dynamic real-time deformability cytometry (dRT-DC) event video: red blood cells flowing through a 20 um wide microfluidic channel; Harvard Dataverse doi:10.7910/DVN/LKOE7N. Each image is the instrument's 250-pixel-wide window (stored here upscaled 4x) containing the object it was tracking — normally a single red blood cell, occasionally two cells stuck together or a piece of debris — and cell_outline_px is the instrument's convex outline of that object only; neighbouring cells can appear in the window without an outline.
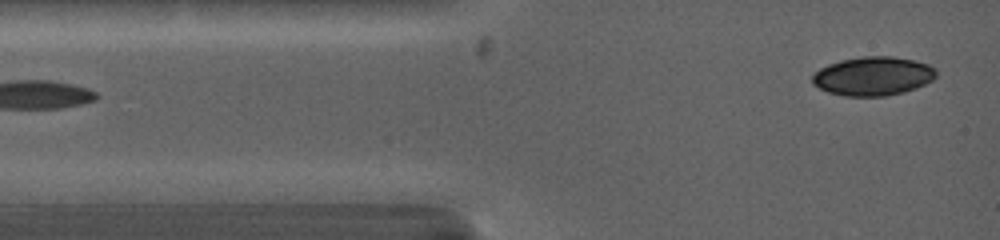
{"species": "common noctule bat (a hibernating species)", "species_latin": "Nyctalus noctula", "temperature_condition": "warm", "stored_images_in_passage": 5, "segment_of_instrument_passage": [2, 2], "camera_frame_rate_fps": 5000, "um_per_image_px": 0.085, "animal": {"sex": "female", "body_mass_g": 19.0, "forearm_length_mm": 53.3}, "frame": {"image": 1, "passage_image": 5, "time_ms": 2.0, "image_size_px": [1000, 240], "cell_outline_px": [[936, 76], [932, 80], [916, 88], [904, 92], [884, 96], [844, 96], [828, 92], [812, 84], [812, 76], [820, 68], [828, 64], [840, 60], [864, 56], [892, 56], [916, 60], [928, 64], [936, 68]], "centroid_in_image_um": [74.22, 6.46], "position_along_channel_um": 10.8, "area_um2": 28.15}}